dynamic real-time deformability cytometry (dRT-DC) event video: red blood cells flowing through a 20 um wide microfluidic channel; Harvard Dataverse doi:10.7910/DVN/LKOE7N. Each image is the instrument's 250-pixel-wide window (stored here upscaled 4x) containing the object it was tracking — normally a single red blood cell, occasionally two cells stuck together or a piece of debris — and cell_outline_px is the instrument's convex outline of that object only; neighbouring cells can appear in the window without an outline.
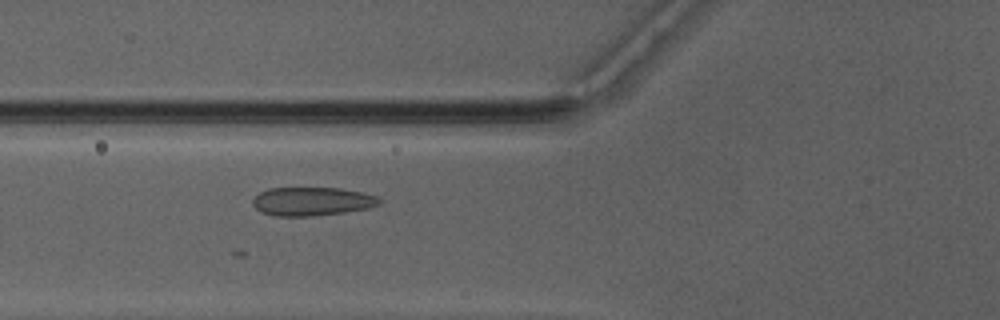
{"species": "Egyptian fruit bat (a non-hibernating species)", "species_latin": "Rousettus aegyptiacus", "temperature_condition": "warm", "stored_images_in_passage": 40, "camera_frame_rate_fps": 3000, "um_per_image_px": 0.085, "animal": {"sex": "male"}, "frame": {"image": 1, "passage_image": 10, "time_ms": 3.0, "image_size_px": [1000, 320], "cell_outline_px": [[384, 200], [380, 204], [368, 208], [344, 212], [312, 216], [272, 216], [260, 212], [252, 204], [252, 200], [260, 192], [268, 188], [340, 188], [364, 192], [376, 196]], "centroid_in_image_um": [26.53, 17.12], "position_along_channel_um": 99.3, "area_um2": 21.27}}
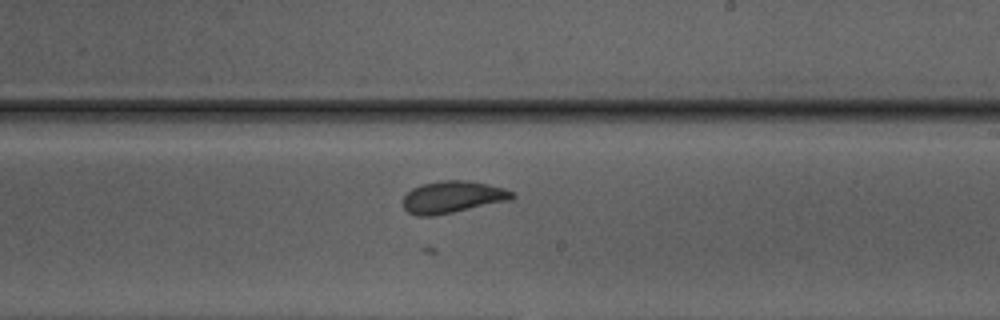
{"frame": {"image": 2, "passage_image": 21, "time_ms": 6.667, "image_size_px": [1000, 320], "cell_outline_px": [[516, 196], [512, 200], [432, 216], [416, 216], [408, 212], [404, 208], [404, 196], [412, 188], [420, 184], [444, 180], [464, 180], [488, 184], [504, 188], [512, 192]], "centroid_in_image_um": [38.47, 16.74], "position_along_channel_um": 250.5, "area_um2": 20.29}}
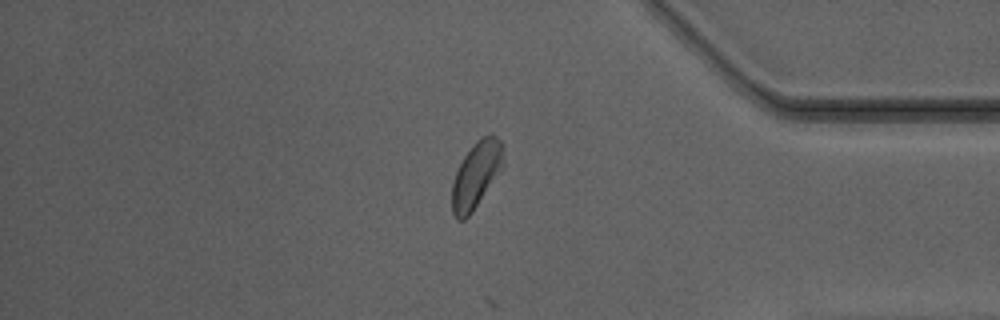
{"frame": {"image": 3, "passage_image": 33, "time_ms": 10.667, "image_size_px": [1000, 320], "cell_outline_px": [[504, 168], [472, 212], [464, 220], [456, 220], [452, 212], [452, 184], [456, 172], [464, 156], [472, 144], [480, 136], [496, 136], [504, 144]], "centroid_in_image_um": [40.51, 14.85], "position_along_channel_um": 394.7, "area_um2": 20.17}}